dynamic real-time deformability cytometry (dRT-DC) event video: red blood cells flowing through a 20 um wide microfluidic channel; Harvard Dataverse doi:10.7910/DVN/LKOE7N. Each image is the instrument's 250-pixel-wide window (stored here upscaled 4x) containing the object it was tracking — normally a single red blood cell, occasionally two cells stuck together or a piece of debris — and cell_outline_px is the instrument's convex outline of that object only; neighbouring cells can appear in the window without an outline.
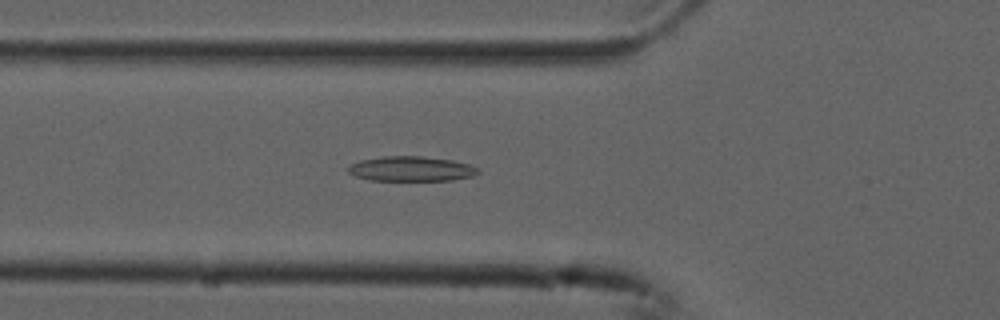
{"species": "common noctule bat (a hibernating species)", "species_latin": "Nyctalus noctula", "temperature_condition": "cold", "stored_images_in_passage": 54, "camera_frame_rate_fps": 3000, "um_per_image_px": 0.085, "animal": {"sex": "male", "forearm_length_mm": 52.5}, "frame": {"image": 1, "passage_image": 19, "time_ms": 6.0, "image_size_px": [1000, 320], "cell_outline_px": [[480, 172], [472, 176], [452, 180], [368, 180], [356, 176], [348, 172], [348, 168], [352, 164], [360, 160], [384, 156], [424, 156], [452, 160], [468, 164], [480, 168]], "centroid_in_image_um": [34.98, 14.34], "position_along_channel_um": 90.8, "area_um2": 18.79}}
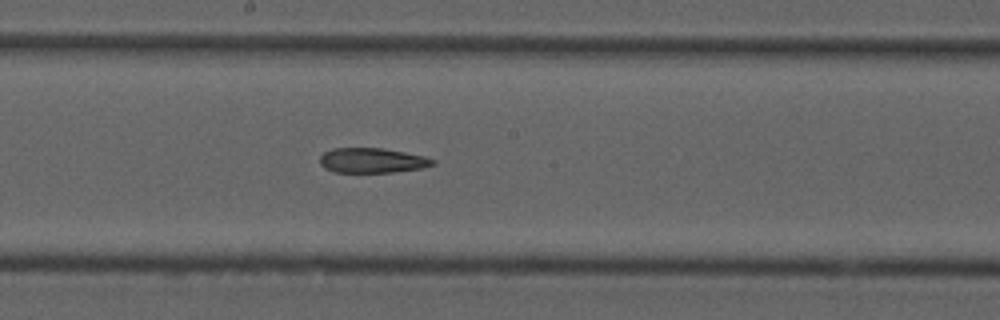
{"frame": {"image": 2, "passage_image": 29, "time_ms": 9.333, "image_size_px": [1000, 320], "cell_outline_px": [[436, 164], [424, 168], [392, 172], [332, 172], [324, 168], [320, 164], [320, 156], [324, 152], [332, 148], [384, 148], [424, 156], [436, 160]], "centroid_in_image_um": [31.64, 13.64], "position_along_channel_um": 216.6, "area_um2": 16.53}}
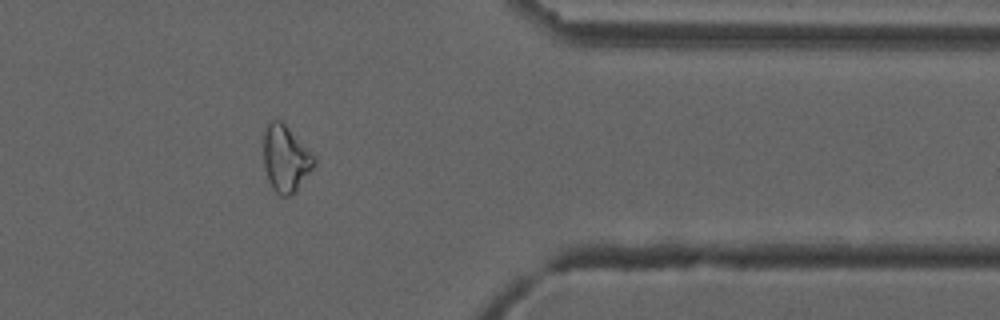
{"frame": {"image": 3, "passage_image": 44, "time_ms": 14.333, "image_size_px": [1000, 320], "cell_outline_px": [[316, 164], [296, 192], [292, 196], [280, 196], [272, 188], [268, 180], [264, 164], [264, 128], [272, 120], [280, 120], [316, 156]], "centroid_in_image_um": [24.3, 13.52], "position_along_channel_um": 387.1, "area_um2": 19.71}}